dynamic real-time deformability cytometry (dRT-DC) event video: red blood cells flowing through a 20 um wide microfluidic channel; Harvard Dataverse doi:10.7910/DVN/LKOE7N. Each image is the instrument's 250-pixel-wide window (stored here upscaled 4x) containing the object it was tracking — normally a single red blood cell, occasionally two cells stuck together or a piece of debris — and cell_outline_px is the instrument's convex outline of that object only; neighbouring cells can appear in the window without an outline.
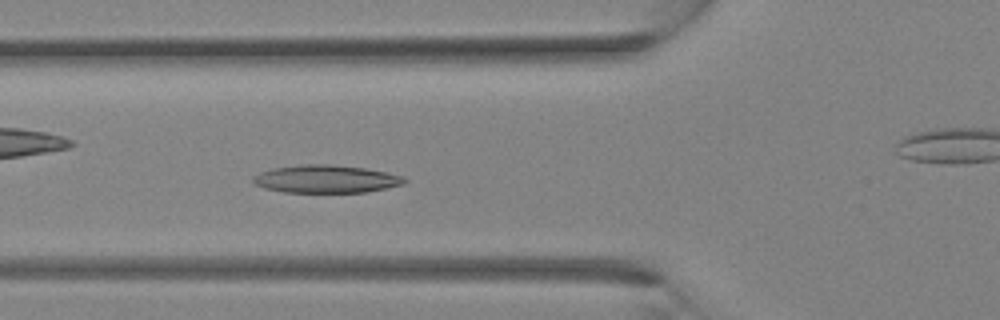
{"species": "Egyptian fruit bat (a non-hibernating species)", "species_latin": "Rousettus aegyptiacus", "temperature_condition": "room temperature", "stored_images_in_passage": 22, "camera_frame_rate_fps": 3000, "um_per_image_px": 0.085, "animal": {"sex": "female"}, "frame": {"image": 1, "passage_image": 5, "time_ms": 1.333, "image_size_px": [1000, 320], "cell_outline_px": [[408, 180], [404, 184], [388, 188], [368, 192], [284, 192], [264, 188], [252, 184], [252, 176], [260, 172], [272, 168], [300, 164], [332, 164], [364, 168], [388, 172], [404, 176]], "centroid_in_image_um": [27.71, 15.21], "position_along_channel_um": 98.1, "area_um2": 24.91}}
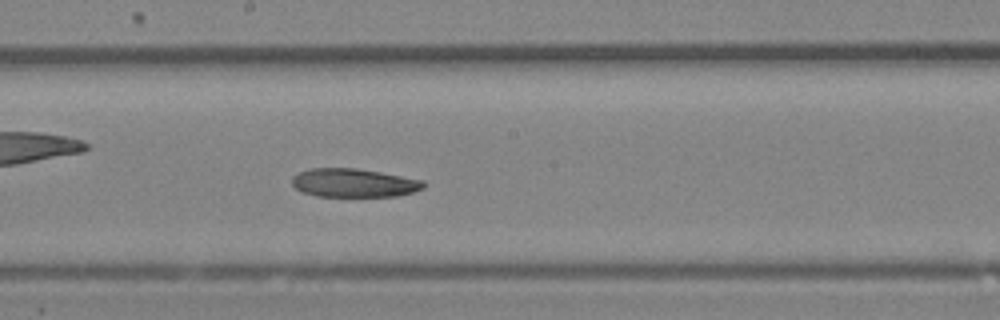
{"frame": {"image": 2, "passage_image": 11, "time_ms": 3.333, "image_size_px": [1000, 320], "cell_outline_px": [[428, 184], [424, 188], [412, 192], [396, 196], [316, 196], [300, 192], [292, 184], [292, 176], [308, 168], [356, 168], [380, 172], [424, 180]], "centroid_in_image_um": [30.08, 15.54], "position_along_channel_um": 218.1, "area_um2": 22.02}}
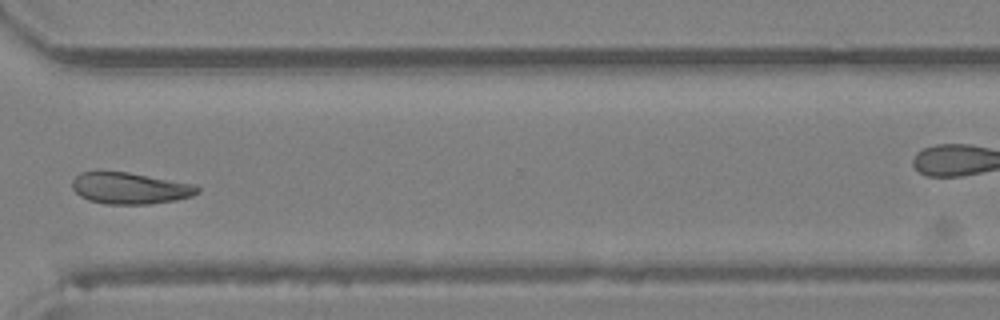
{"frame": {"image": 3, "passage_image": 18, "time_ms": 5.667, "image_size_px": [1000, 320], "cell_outline_px": [[200, 192], [192, 196], [176, 200], [148, 204], [104, 204], [88, 200], [80, 196], [72, 188], [72, 180], [80, 172], [128, 172], [196, 184], [200, 188]], "centroid_in_image_um": [11.07, 16.0], "position_along_channel_um": 359.5, "area_um2": 23.06}}